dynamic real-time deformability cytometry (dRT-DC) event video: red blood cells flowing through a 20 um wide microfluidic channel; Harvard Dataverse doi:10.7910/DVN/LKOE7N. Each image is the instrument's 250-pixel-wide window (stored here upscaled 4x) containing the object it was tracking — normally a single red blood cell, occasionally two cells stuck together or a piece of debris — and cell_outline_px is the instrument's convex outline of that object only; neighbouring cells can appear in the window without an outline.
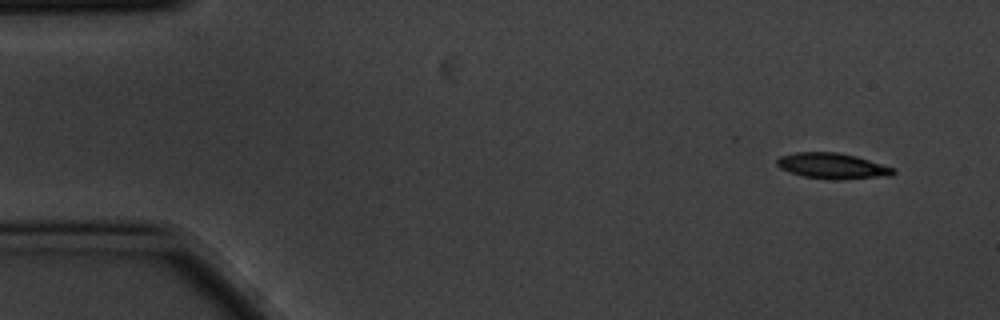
{"species": "common noctule bat (a hibernating species)", "species_latin": "Nyctalus noctula", "temperature_condition": "cold", "stored_images_in_passage": 10, "camera_frame_rate_fps": 3000, "um_per_image_px": 0.085, "animal": {"sex": "male", "body_mass_g": 20.1, "forearm_length_mm": 53.5}, "frame": {"image": 1, "passage_image": 1, "time_ms": 0.0, "image_size_px": [1000, 320], "cell_outline_px": [[896, 172], [892, 176], [844, 180], [828, 180], [804, 176], [788, 172], [780, 168], [776, 164], [776, 160], [780, 156], [796, 152], [836, 152], [856, 156], [896, 168]], "centroid_in_image_um": [70.79, 14.12], "position_along_channel_um": 14.2, "area_um2": 17.8}}
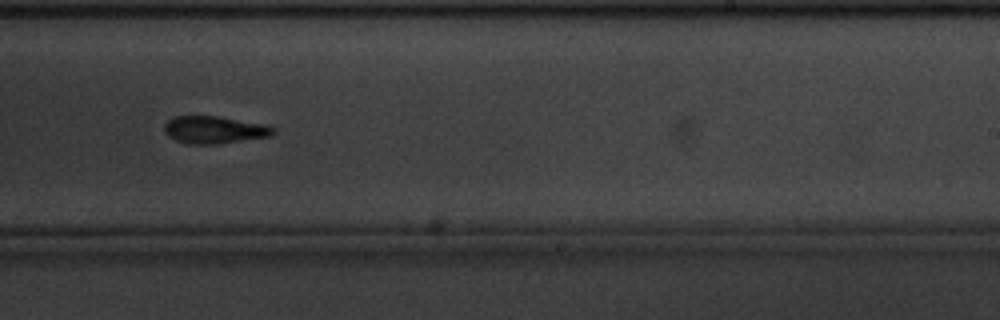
{"frame": {"image": 2, "passage_image": 10, "time_ms": 3.0, "image_size_px": [1000, 320], "cell_outline_px": [[276, 132], [272, 136], [216, 144], [188, 144], [176, 140], [168, 136], [164, 132], [164, 124], [172, 116], [216, 116], [268, 124], [276, 128]], "centroid_in_image_um": [18.25, 11.03], "position_along_channel_um": 270.8, "area_um2": 17.63}}